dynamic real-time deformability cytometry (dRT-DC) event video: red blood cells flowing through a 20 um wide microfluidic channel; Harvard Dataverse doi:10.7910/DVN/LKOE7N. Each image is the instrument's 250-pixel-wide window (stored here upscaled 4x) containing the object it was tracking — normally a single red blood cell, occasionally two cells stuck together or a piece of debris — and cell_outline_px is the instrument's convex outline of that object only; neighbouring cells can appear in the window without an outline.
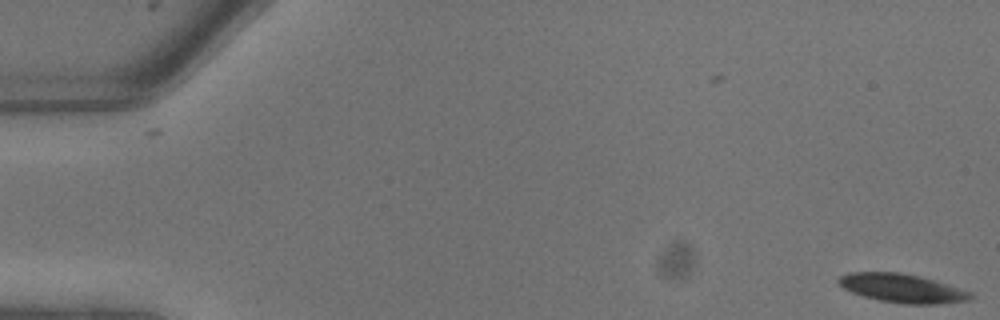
{"species": "common noctule bat (a hibernating species)", "species_latin": "Nyctalus noctula", "temperature_condition": "warm", "stored_images_in_passage": 9, "camera_frame_rate_fps": 3000, "um_per_image_px": 0.085, "animal": {"sex": "male", "body_mass_g": 13.3}, "frame": {"image": 1, "passage_image": 1, "time_ms": 0.0, "image_size_px": [1000, 320], "cell_outline_px": [[972, 300], [940, 304], [904, 304], [880, 300], [864, 296], [852, 292], [844, 288], [836, 280], [840, 276], [848, 272], [900, 272], [920, 276], [968, 292], [972, 296]], "centroid_in_image_um": [76.63, 24.5], "position_along_channel_um": 8.4, "area_um2": 21.73}}
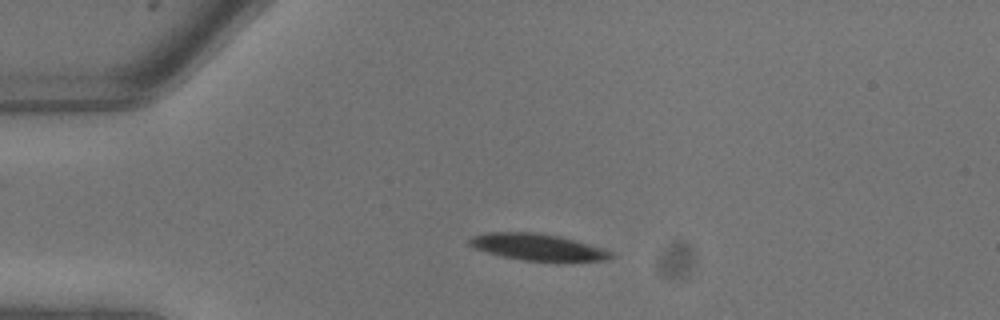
{"frame": {"image": 2, "passage_image": 6, "time_ms": 1.667, "image_size_px": [1000, 320], "cell_outline_px": [[616, 256], [608, 260], [572, 264], [556, 264], [524, 260], [504, 256], [488, 252], [476, 248], [468, 244], [468, 240], [472, 236], [488, 232], [536, 232], [560, 236], [576, 240], [604, 248], [612, 252]], "centroid_in_image_um": [45.87, 21.05], "position_along_channel_um": 39.1, "area_um2": 23.06}}
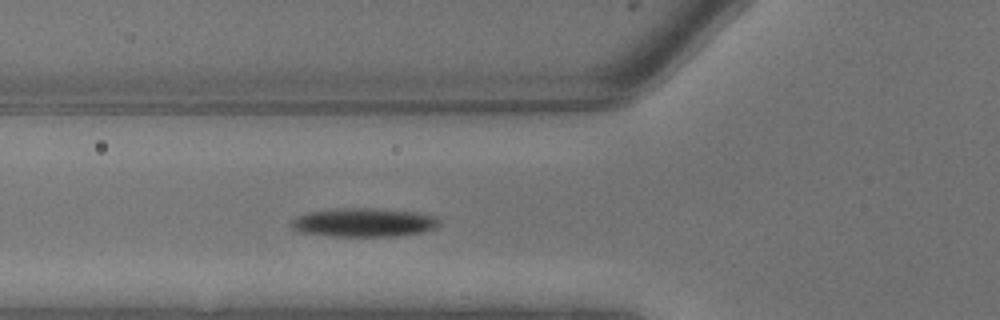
{"frame": {"image": 3, "passage_image": 9, "time_ms": 2.667, "image_size_px": [1000, 320], "cell_outline_px": [[440, 224], [436, 228], [420, 232], [392, 236], [328, 236], [300, 232], [292, 228], [292, 220], [296, 216], [308, 212], [336, 208], [372, 208], [412, 212], [440, 216]], "centroid_in_image_um": [30.92, 18.9], "position_along_channel_um": 94.9, "area_um2": 24.8}}